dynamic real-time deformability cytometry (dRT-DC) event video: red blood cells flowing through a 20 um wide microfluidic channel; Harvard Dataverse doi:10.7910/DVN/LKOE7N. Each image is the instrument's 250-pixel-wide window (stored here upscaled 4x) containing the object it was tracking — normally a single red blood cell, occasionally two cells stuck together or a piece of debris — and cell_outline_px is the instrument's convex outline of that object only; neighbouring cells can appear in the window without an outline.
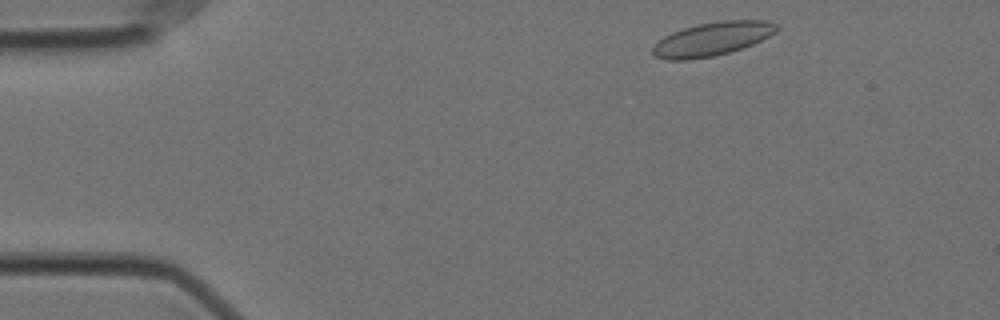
{"species": "Egyptian fruit bat (a non-hibernating species)", "species_latin": "Rousettus aegyptiacus", "temperature_condition": "cold", "stored_images_in_passage": 23, "camera_frame_rate_fps": 3000, "um_per_image_px": 0.085, "animal": {"sex": "female"}, "frame": {"image": 1, "passage_image": 2, "time_ms": 0.333, "image_size_px": [1000, 320], "cell_outline_px": [[780, 28], [776, 32], [752, 44], [728, 52], [712, 56], [688, 60], [668, 60], [656, 56], [652, 52], [652, 48], [664, 36], [672, 32], [684, 28], [700, 24], [720, 20], [764, 20], [776, 24]], "centroid_in_image_um": [60.54, 3.3], "position_along_channel_um": 24.5, "area_um2": 23.93}}
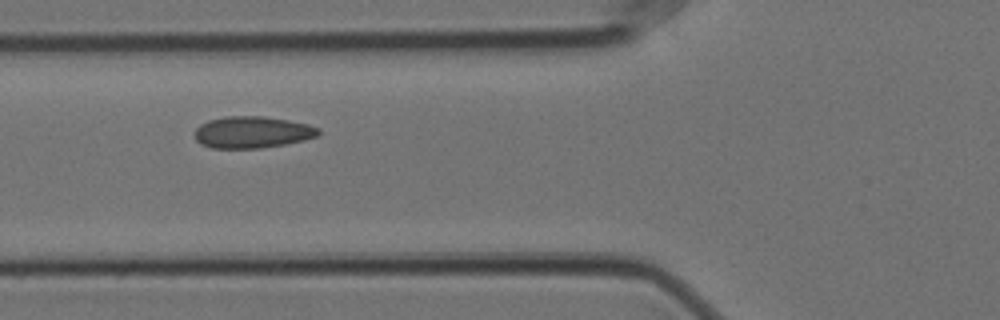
{"frame": {"image": 2, "passage_image": 15, "time_ms": 4.667, "image_size_px": [1000, 320], "cell_outline_px": [[320, 136], [304, 140], [284, 144], [260, 148], [212, 148], [200, 144], [196, 140], [196, 128], [200, 124], [208, 120], [228, 116], [264, 116], [288, 120], [308, 124], [320, 128]], "centroid_in_image_um": [21.47, 11.23], "position_along_channel_um": 104.3, "area_um2": 22.95}}
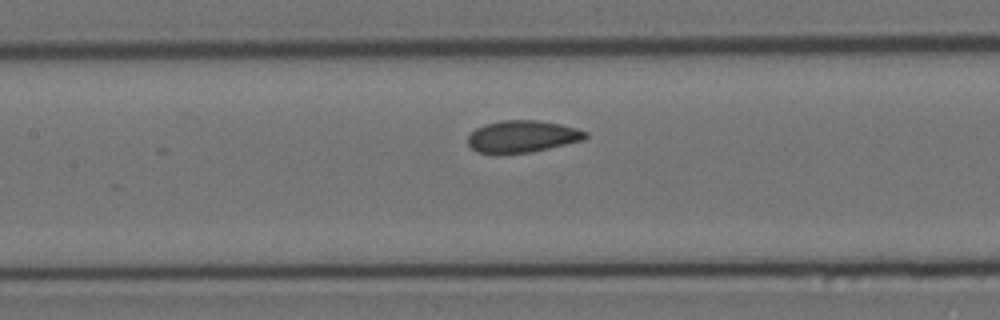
{"frame": {"image": 3, "passage_image": 20, "time_ms": 6.333, "image_size_px": [1000, 320], "cell_outline_px": [[588, 136], [584, 140], [532, 152], [496, 156], [476, 152], [468, 144], [468, 136], [476, 128], [484, 124], [504, 120], [540, 120], [560, 124], [576, 128], [588, 132]], "centroid_in_image_um": [44.37, 11.63], "position_along_channel_um": 163.0, "area_um2": 22.48}}